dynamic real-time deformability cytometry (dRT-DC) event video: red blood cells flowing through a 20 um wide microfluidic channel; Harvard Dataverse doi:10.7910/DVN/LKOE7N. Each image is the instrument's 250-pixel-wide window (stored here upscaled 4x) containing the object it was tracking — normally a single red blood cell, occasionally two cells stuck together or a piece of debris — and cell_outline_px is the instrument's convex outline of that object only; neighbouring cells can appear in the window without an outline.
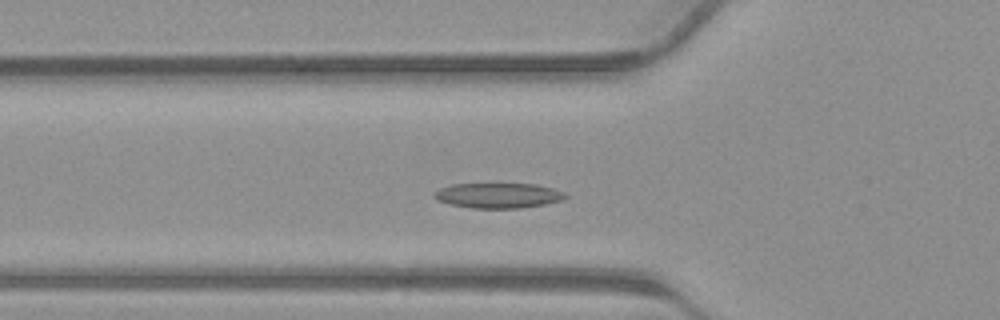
{"species": "common noctule bat (a hibernating species)", "species_latin": "Nyctalus noctula", "temperature_condition": "warm", "stored_images_in_passage": 29, "camera_frame_rate_fps": 3000, "um_per_image_px": 0.085, "animal": {"sex": "male", "body_mass_g": 23.1, "forearm_length_mm": 52.7}, "frame": {"image": 1, "passage_image": 10, "time_ms": 3.0, "image_size_px": [1000, 320], "cell_outline_px": [[568, 196], [560, 200], [544, 204], [520, 208], [472, 208], [452, 204], [436, 200], [432, 196], [432, 192], [440, 188], [452, 184], [536, 184], [552, 188], [564, 192]], "centroid_in_image_um": [42.3, 16.61], "position_along_channel_um": 83.5, "area_um2": 19.13}}
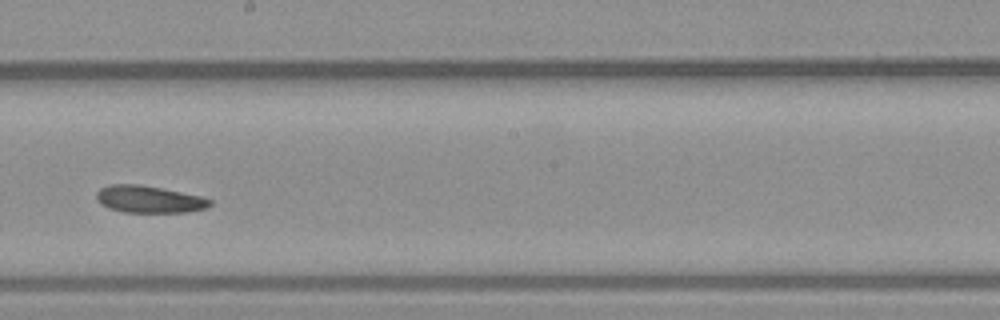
{"frame": {"image": 2, "passage_image": 19, "time_ms": 6.0, "image_size_px": [1000, 320], "cell_outline_px": [[212, 204], [208, 208], [188, 212], [124, 212], [108, 208], [100, 204], [96, 200], [96, 192], [100, 188], [108, 184], [136, 184], [160, 188], [200, 196], [212, 200]], "centroid_in_image_um": [12.64, 16.94], "position_along_channel_um": 235.6, "area_um2": 17.98}}
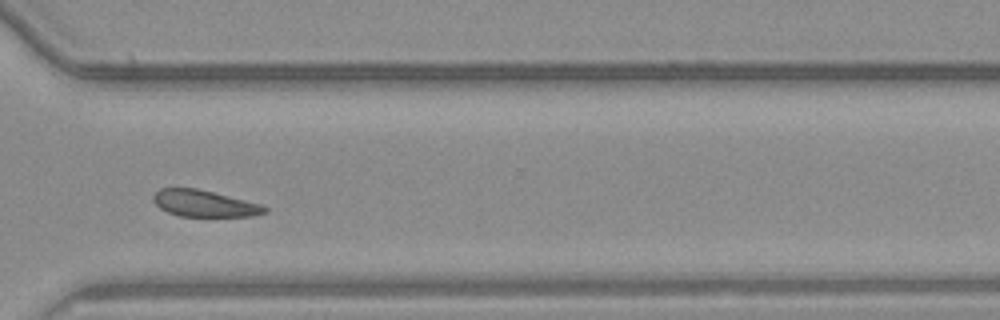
{"frame": {"image": 3, "passage_image": 26, "time_ms": 8.333, "image_size_px": [1000, 320], "cell_outline_px": [[268, 212], [252, 216], [180, 216], [168, 212], [160, 208], [156, 204], [152, 196], [160, 188], [196, 188], [260, 204], [268, 208]], "centroid_in_image_um": [17.36, 17.3], "position_along_channel_um": 353.2, "area_um2": 16.99}}